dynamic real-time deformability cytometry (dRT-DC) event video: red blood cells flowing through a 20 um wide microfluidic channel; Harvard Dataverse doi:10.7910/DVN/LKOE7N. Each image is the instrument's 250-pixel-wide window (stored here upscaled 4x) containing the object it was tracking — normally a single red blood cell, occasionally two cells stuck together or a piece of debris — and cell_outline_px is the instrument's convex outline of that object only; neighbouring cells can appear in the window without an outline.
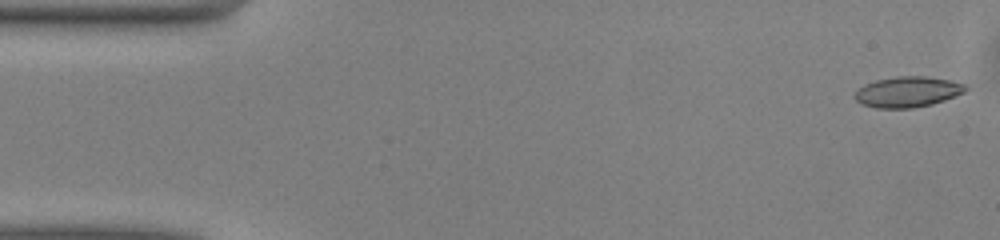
{"species": "common noctule bat (a hibernating species)", "species_latin": "Nyctalus noctula", "temperature_condition": "warm", "stored_images_in_passage": 49, "camera_frame_rate_fps": 3000, "um_per_image_px": 0.085, "animal": {"sex": "male", "body_mass_g": 13.0, "forearm_length_mm": 53.1}, "frame": {"image": 1, "passage_image": 1, "time_ms": 0.0, "image_size_px": [1000, 240], "cell_outline_px": [[968, 88], [964, 92], [944, 100], [932, 104], [912, 108], [876, 108], [864, 104], [856, 100], [852, 96], [864, 84], [876, 80], [896, 76], [924, 76], [952, 80], [964, 84]], "centroid_in_image_um": [77.15, 7.8], "position_along_channel_um": 7.9, "area_um2": 19.71}}
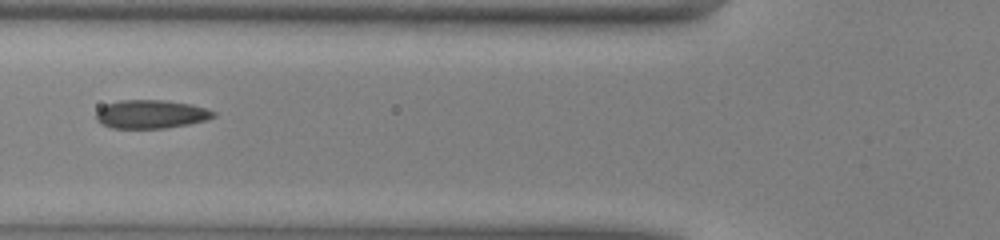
{"frame": {"image": 2, "passage_image": 18, "time_ms": 5.667, "image_size_px": [1000, 240], "cell_outline_px": [[216, 116], [204, 120], [188, 124], [164, 128], [112, 128], [100, 124], [96, 120], [96, 112], [104, 104], [120, 100], [164, 100], [192, 104], [216, 112]], "centroid_in_image_um": [12.79, 9.7], "position_along_channel_um": 113.0, "area_um2": 19.54}}
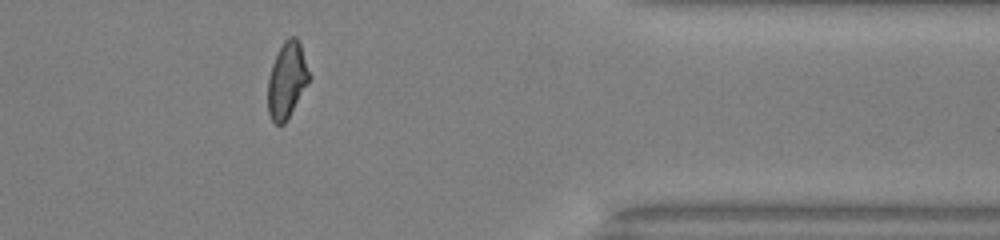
{"frame": {"image": 3, "passage_image": 40, "time_ms": 13.0, "image_size_px": [1000, 240], "cell_outline_px": [[312, 76], [284, 124], [276, 124], [272, 120], [268, 112], [268, 76], [272, 64], [284, 40], [288, 36], [296, 36], [300, 44]], "centroid_in_image_um": [24.4, 6.78], "position_along_channel_um": 387.0, "area_um2": 18.21}, "authors_computed_cell_mechanics": {"area_um2": 19.074, "velocity_mm_per_s": 4.0749, "shape_relaxation_time_tau1_ms": null, "shape_relaxation_time_tau2_ms": 1.363, "deformation_change_tau1": null, "deformation_change_tau2": 0.0819}}